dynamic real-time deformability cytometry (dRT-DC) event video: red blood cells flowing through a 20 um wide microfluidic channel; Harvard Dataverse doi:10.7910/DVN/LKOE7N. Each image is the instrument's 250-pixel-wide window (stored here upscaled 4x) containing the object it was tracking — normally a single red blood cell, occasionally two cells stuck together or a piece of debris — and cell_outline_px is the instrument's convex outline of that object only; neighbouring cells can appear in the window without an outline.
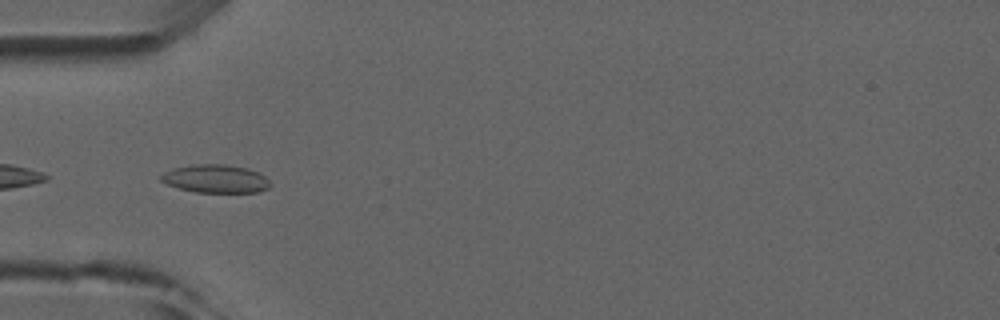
{"species": "common noctule bat (a hibernating species)", "species_latin": "Nyctalus noctula", "temperature_condition": "room temperature", "stored_images_in_passage": 5, "camera_frame_rate_fps": 3000, "um_per_image_px": 0.085, "animal": {"sex": "male", "forearm_length_mm": 52.5}, "frame": {"image": 1, "passage_image": 5, "time_ms": 4.333, "image_size_px": [1000, 320], "cell_outline_px": [[272, 184], [268, 188], [260, 192], [196, 192], [180, 188], [168, 184], [160, 180], [156, 176], [172, 168], [192, 164], [224, 164], [248, 168], [264, 176]], "centroid_in_image_um": [18.29, 15.18], "position_along_channel_um": 66.7, "area_um2": 18.03}}